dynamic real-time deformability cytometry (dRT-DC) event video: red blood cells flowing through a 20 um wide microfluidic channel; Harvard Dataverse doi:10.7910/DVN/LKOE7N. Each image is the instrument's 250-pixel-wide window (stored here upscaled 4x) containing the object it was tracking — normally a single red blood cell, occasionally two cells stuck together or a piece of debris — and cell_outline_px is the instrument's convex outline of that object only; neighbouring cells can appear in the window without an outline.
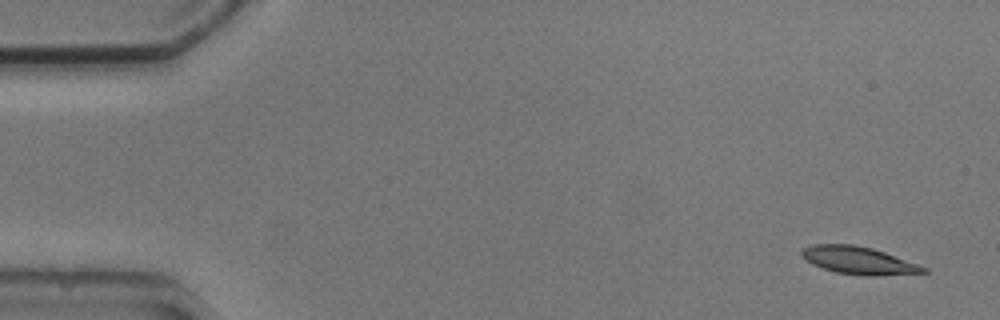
{"species": "common noctule bat (a hibernating species)", "species_latin": "Nyctalus noctula", "temperature_condition": "cold", "stored_images_in_passage": 4, "camera_frame_rate_fps": 3000, "um_per_image_px": 0.085, "animal": {"sex": "male", "body_mass_g": 20.5, "forearm_length_mm": 52.5}, "frame": {"image": 1, "passage_image": 1, "time_ms": 0.0, "image_size_px": [1000, 320], "cell_outline_px": [[928, 272], [872, 276], [864, 276], [836, 272], [812, 264], [800, 256], [800, 252], [804, 248], [812, 244], [852, 244], [872, 248], [884, 252], [928, 268]], "centroid_in_image_um": [72.95, 22.13], "position_along_channel_um": 12.1, "area_um2": 19.42}}
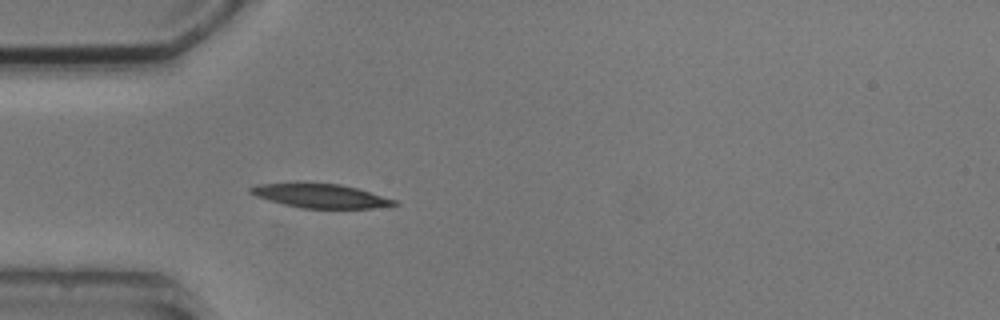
{"frame": {"image": 2, "passage_image": 4, "time_ms": 4.333, "image_size_px": [1000, 320], "cell_outline_px": [[400, 204], [372, 208], [300, 208], [268, 200], [256, 196], [248, 192], [248, 188], [256, 184], [340, 184], [356, 188], [396, 200]], "centroid_in_image_um": [27.23, 16.66], "position_along_channel_um": 57.8, "area_um2": 19.59}}